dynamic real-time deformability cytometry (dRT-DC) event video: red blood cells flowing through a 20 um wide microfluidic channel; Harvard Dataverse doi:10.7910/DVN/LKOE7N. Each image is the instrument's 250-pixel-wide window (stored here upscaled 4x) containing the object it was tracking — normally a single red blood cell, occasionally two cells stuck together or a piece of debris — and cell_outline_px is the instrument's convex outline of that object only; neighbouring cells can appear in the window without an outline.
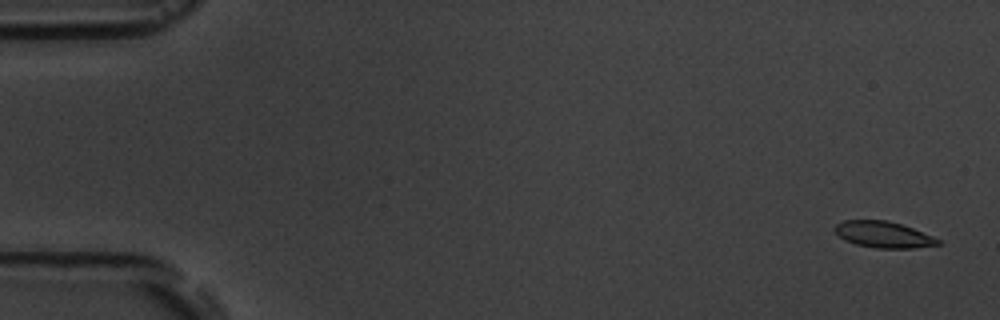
{"species": "common noctule bat (a hibernating species)", "species_latin": "Nyctalus noctula", "temperature_condition": "room temperature", "stored_images_in_passage": 6, "camera_frame_rate_fps": 3000, "um_per_image_px": 0.085, "animal": {"sex": "male", "body_mass_g": 19.5, "forearm_length_mm": 54.6}, "frame": {"image": 1, "passage_image": 1, "time_ms": 0.0, "image_size_px": [1000, 320], "cell_outline_px": [[940, 244], [916, 248], [876, 248], [856, 244], [844, 240], [832, 228], [836, 224], [844, 220], [888, 220], [912, 228], [932, 236], [940, 240]], "centroid_in_image_um": [75.07, 19.93], "position_along_channel_um": 9.9, "area_um2": 15.72}}
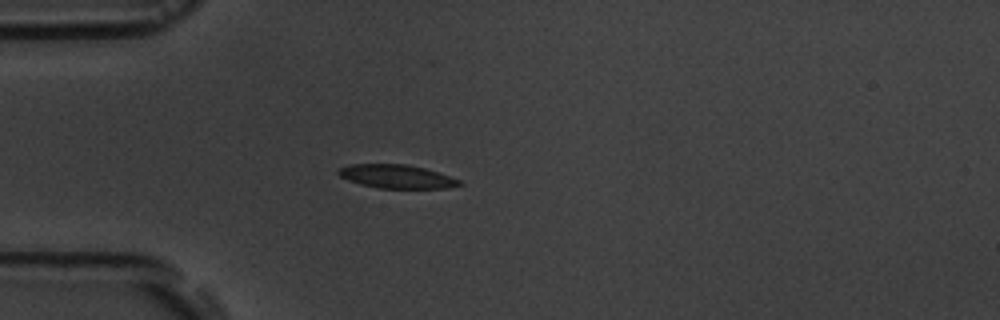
{"frame": {"image": 2, "passage_image": 5, "time_ms": 4.667, "image_size_px": [1000, 320], "cell_outline_px": [[464, 184], [448, 188], [380, 188], [360, 184], [348, 180], [340, 176], [336, 172], [340, 168], [352, 164], [404, 164], [424, 168], [460, 180]], "centroid_in_image_um": [33.7, 15.0], "position_along_channel_um": 51.3, "area_um2": 16.42}}